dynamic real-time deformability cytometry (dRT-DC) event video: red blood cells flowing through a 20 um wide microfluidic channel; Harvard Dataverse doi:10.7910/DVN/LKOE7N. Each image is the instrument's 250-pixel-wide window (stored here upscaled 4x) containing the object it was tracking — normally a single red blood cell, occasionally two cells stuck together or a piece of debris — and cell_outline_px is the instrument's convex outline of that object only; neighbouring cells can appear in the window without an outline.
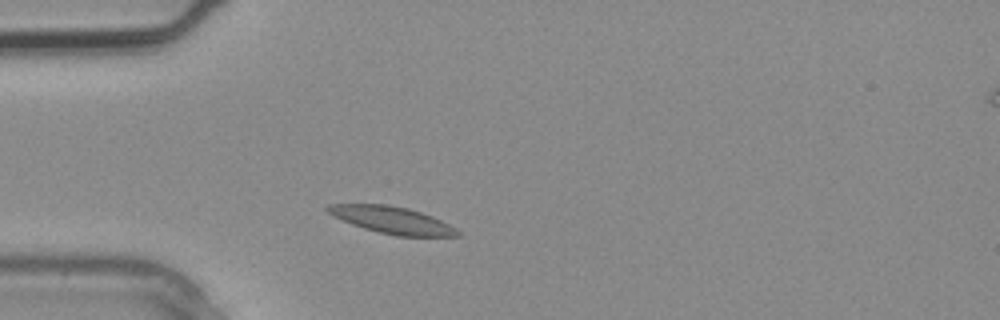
{"species": "common noctule bat (a hibernating species)", "species_latin": "Nyctalus noctula", "temperature_condition": "warm", "stored_images_in_passage": 2, "camera_frame_rate_fps": 3000, "um_per_image_px": 0.085, "animal": {"sex": "male", "body_mass_g": 20.4}, "frame": {"image": 1, "passage_image": 2, "time_ms": 0.333, "image_size_px": [1000, 320], "cell_outline_px": [[460, 236], [396, 236], [364, 228], [352, 224], [328, 212], [324, 208], [328, 204], [388, 204], [408, 208], [432, 216], [456, 228], [460, 232]], "centroid_in_image_um": [33.34, 18.7], "position_along_channel_um": 51.7, "area_um2": 20.17}}